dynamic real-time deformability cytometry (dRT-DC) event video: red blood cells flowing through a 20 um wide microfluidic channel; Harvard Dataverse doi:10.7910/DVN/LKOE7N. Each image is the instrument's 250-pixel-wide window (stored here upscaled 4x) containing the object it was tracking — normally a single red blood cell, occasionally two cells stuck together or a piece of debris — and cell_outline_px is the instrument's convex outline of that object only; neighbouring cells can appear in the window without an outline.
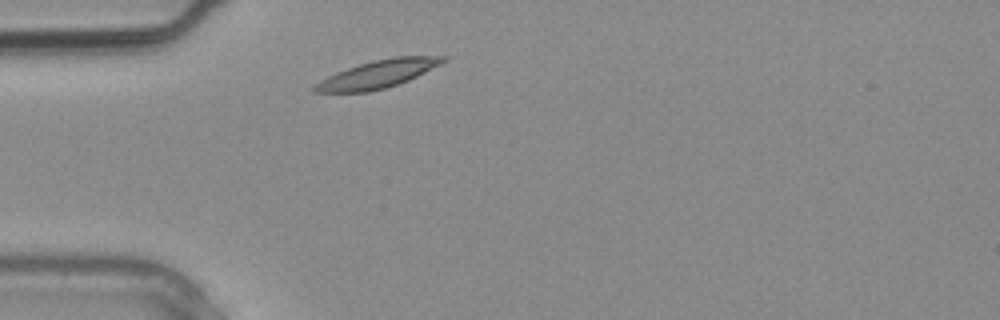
{"species": "common noctule bat (a hibernating species)", "species_latin": "Nyctalus noctula", "temperature_condition": "warm", "stored_images_in_passage": 1, "camera_frame_rate_fps": 3000, "um_per_image_px": 0.085, "animal": {"sex": "male", "body_mass_g": 20.4}, "frame": {"image": 1, "passage_image": 1, "time_ms": 0.0, "image_size_px": [1000, 320], "cell_outline_px": [[448, 60], [408, 80], [384, 88], [368, 92], [312, 92], [312, 88], [320, 80], [336, 72], [360, 64], [376, 60], [396, 56], [448, 56]], "centroid_in_image_um": [32.11, 6.3], "position_along_channel_um": 52.9, "area_um2": 20.4}}